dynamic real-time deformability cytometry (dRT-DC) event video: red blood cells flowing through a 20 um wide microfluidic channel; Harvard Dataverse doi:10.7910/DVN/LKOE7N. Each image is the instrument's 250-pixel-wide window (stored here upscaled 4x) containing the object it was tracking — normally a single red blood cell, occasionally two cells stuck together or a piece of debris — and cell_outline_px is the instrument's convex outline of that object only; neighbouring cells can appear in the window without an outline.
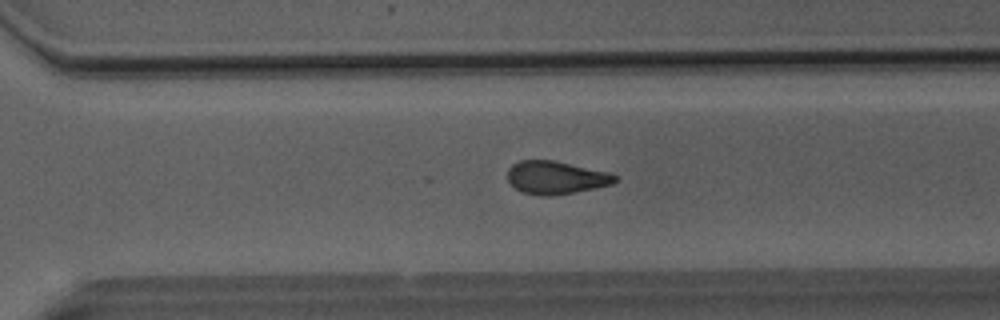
{"species": "Egyptian fruit bat (a non-hibernating species)", "species_latin": "Rousettus aegyptiacus", "temperature_condition": "room temperature", "stored_images_in_passage": 37, "camera_frame_rate_fps": 3000, "um_per_image_px": 0.085, "animal": {"sex": "male"}, "frame": {"image": 1, "passage_image": 22, "time_ms": 7.0, "image_size_px": [1000, 320], "cell_outline_px": [[620, 176], [612, 184], [596, 188], [552, 196], [544, 196], [524, 192], [516, 188], [508, 180], [508, 168], [512, 164], [520, 160], [552, 160], [612, 172]], "centroid_in_image_um": [47.3, 15.08], "position_along_channel_um": 323.3, "area_um2": 20.75}}
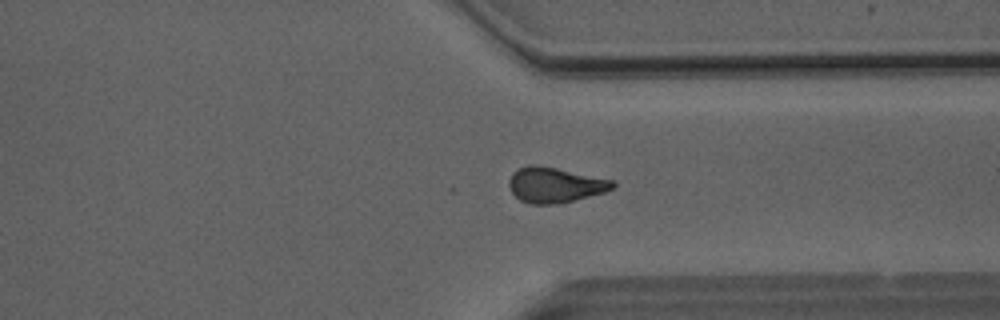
{"frame": {"image": 2, "passage_image": 25, "time_ms": 8.0, "image_size_px": [1000, 320], "cell_outline_px": [[616, 184], [612, 188], [604, 192], [556, 204], [528, 204], [520, 200], [512, 192], [508, 184], [508, 180], [512, 172], [516, 168], [528, 164], [536, 164], [556, 168], [612, 180]], "centroid_in_image_um": [47.09, 15.7], "position_along_channel_um": 364.3, "area_um2": 21.21}}
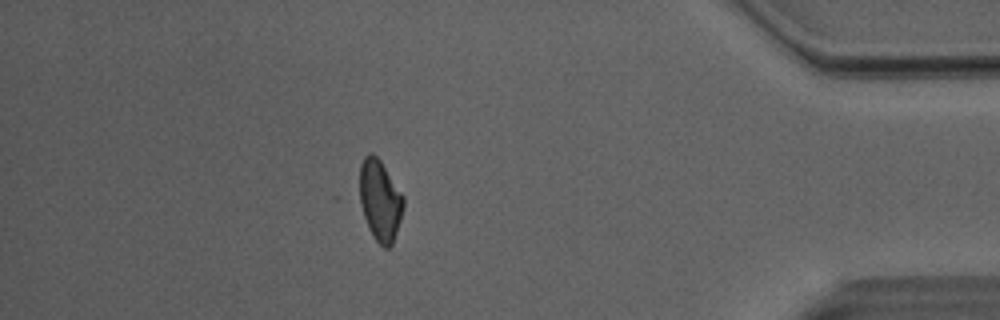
{"frame": {"image": 3, "passage_image": 31, "time_ms": 10.0, "image_size_px": [1000, 320], "cell_outline_px": [[404, 204], [400, 220], [392, 244], [388, 248], [384, 248], [372, 236], [364, 216], [360, 204], [360, 164], [364, 156], [368, 152], [372, 152], [380, 160], [404, 196]], "centroid_in_image_um": [32.29, 17.01], "position_along_channel_um": 402.9, "area_um2": 20.58}}